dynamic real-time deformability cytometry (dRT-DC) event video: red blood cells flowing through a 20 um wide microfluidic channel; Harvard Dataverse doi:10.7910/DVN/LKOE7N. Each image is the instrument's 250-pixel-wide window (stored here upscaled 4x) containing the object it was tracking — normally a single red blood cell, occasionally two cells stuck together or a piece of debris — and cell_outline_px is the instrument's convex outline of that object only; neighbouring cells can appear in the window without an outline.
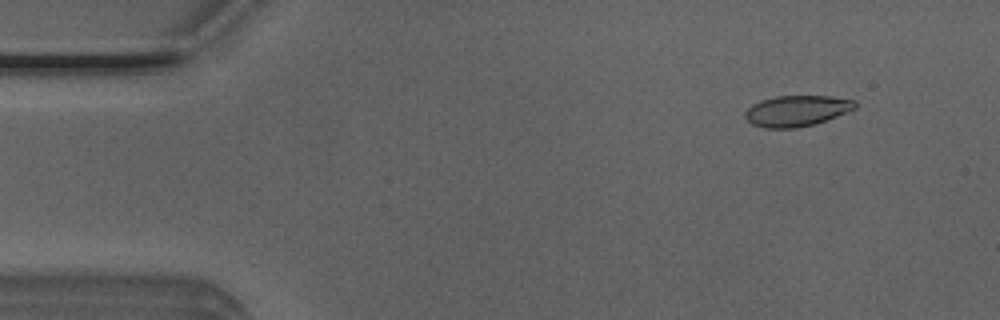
{"species": "Egyptian fruit bat (a non-hibernating species)", "species_latin": "Rousettus aegyptiacus", "temperature_condition": "room temperature", "stored_images_in_passage": 4, "camera_frame_rate_fps": 3000, "um_per_image_px": 0.085, "animal": {"sex": "male"}, "frame": {"image": 1, "passage_image": 2, "time_ms": 0.333, "image_size_px": [1000, 320], "cell_outline_px": [[856, 108], [836, 116], [812, 124], [796, 128], [764, 128], [752, 124], [744, 116], [744, 112], [752, 104], [776, 96], [832, 96], [856, 100]], "centroid_in_image_um": [67.71, 9.41], "position_along_channel_um": 17.3, "area_um2": 19.59}}